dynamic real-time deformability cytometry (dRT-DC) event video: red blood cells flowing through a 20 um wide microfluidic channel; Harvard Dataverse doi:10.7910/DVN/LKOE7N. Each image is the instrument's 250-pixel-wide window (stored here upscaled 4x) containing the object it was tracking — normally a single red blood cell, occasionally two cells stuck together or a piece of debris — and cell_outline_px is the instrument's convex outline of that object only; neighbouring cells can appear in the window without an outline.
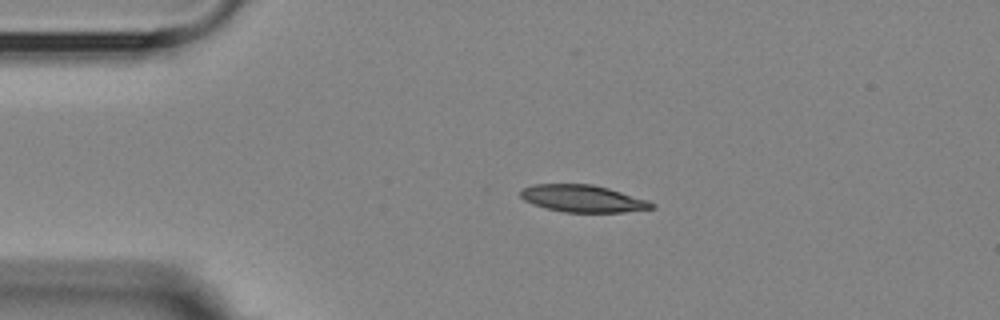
{"species": "Egyptian fruit bat (a non-hibernating species)", "species_latin": "Rousettus aegyptiacus", "temperature_condition": "room temperature", "stored_images_in_passage": 45, "camera_frame_rate_fps": 3000, "um_per_image_px": 0.085, "animal": {"sex": "female"}, "frame": {"image": 1, "passage_image": 1, "time_ms": 0.0, "image_size_px": [1000, 320], "cell_outline_px": [[656, 208], [624, 212], [564, 212], [532, 204], [524, 200], [520, 196], [520, 188], [532, 184], [592, 184], [608, 188], [648, 200], [656, 204]], "centroid_in_image_um": [49.53, 16.87], "position_along_channel_um": 35.5, "area_um2": 20.81}}
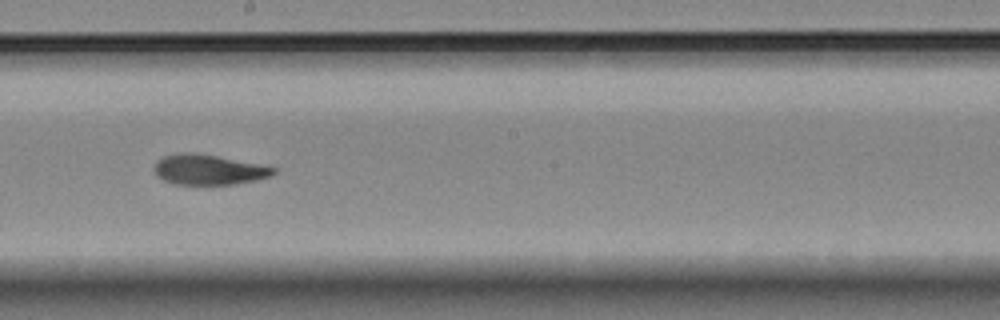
{"frame": {"image": 2, "passage_image": 20, "time_ms": 6.333, "image_size_px": [1000, 320], "cell_outline_px": [[276, 172], [272, 176], [256, 180], [236, 184], [176, 184], [164, 180], [156, 176], [152, 168], [156, 160], [164, 156], [176, 152], [196, 152], [276, 168]], "centroid_in_image_um": [17.66, 14.41], "position_along_channel_um": 230.5, "area_um2": 21.04}}
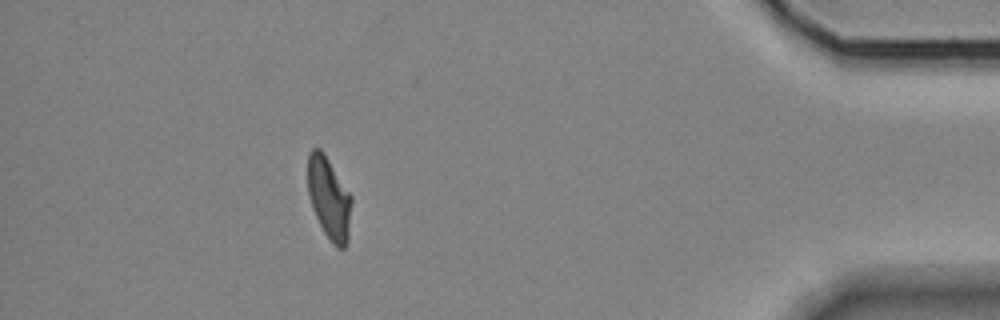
{"frame": {"image": 3, "passage_image": 39, "time_ms": 12.667, "image_size_px": [1000, 320], "cell_outline_px": [[352, 204], [348, 240], [344, 248], [336, 248], [332, 244], [324, 232], [312, 208], [308, 192], [308, 152], [312, 148], [320, 148], [352, 196]], "centroid_in_image_um": [27.97, 16.87], "position_along_channel_um": 407.2, "area_um2": 20.87}, "authors_computed_cell_mechanics": {"area_um2": 21.2126, "velocity_mm_per_s": 3.6029, "shape_relaxation_time_tau1_ms": 8.6242, "shape_relaxation_time_tau2_ms": 2.5786, "deformation_change_tau1": 0.2407, "deformation_change_tau2": 0.0923}}